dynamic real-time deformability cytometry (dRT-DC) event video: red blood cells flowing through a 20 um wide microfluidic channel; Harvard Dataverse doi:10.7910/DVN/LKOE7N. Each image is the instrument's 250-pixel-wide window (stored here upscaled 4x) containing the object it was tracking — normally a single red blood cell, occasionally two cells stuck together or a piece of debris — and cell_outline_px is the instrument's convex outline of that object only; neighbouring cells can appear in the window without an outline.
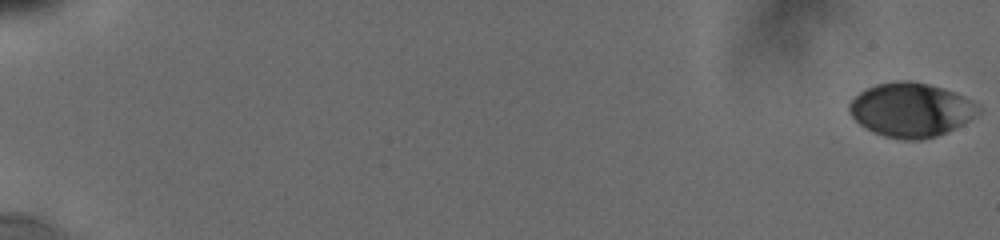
{"species": "human", "species_latin": "Homo sapiens", "temperature_condition": "cold", "stored_images_in_passage": 64, "camera_frame_rate_fps": 3000, "um_per_image_px": 0.085, "donor": {"sex": "male"}, "frame": {"image": 1, "passage_image": 1, "time_ms": 0.0, "image_size_px": [1000, 240], "cell_outline_px": [[984, 108], [976, 116], [964, 124], [936, 136], [920, 140], [904, 140], [884, 136], [860, 124], [848, 112], [848, 104], [860, 92], [876, 84], [900, 80], [912, 80], [944, 88], [956, 92], [980, 104]], "centroid_in_image_um": [77.49, 9.32], "position_along_channel_um": 7.5, "area_um2": 40.92}}
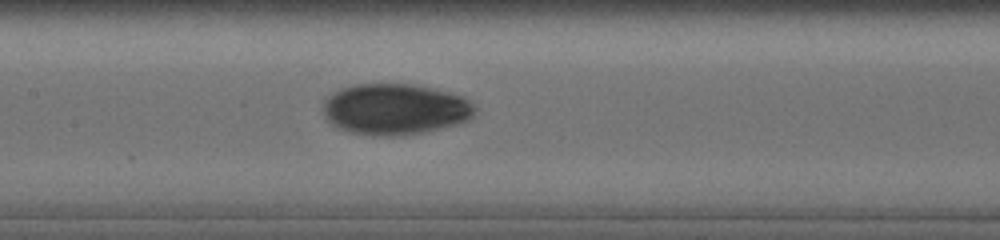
{"frame": {"image": 2, "passage_image": 43, "time_ms": 10.0, "image_size_px": [1000, 240], "cell_outline_px": [[476, 108], [472, 116], [468, 120], [456, 124], [424, 132], [404, 136], [372, 136], [352, 132], [340, 128], [332, 124], [324, 116], [324, 100], [332, 92], [340, 88], [352, 84], [416, 84], [464, 96]], "centroid_in_image_um": [33.57, 9.28], "position_along_channel_um": 173.8, "area_um2": 45.37}}
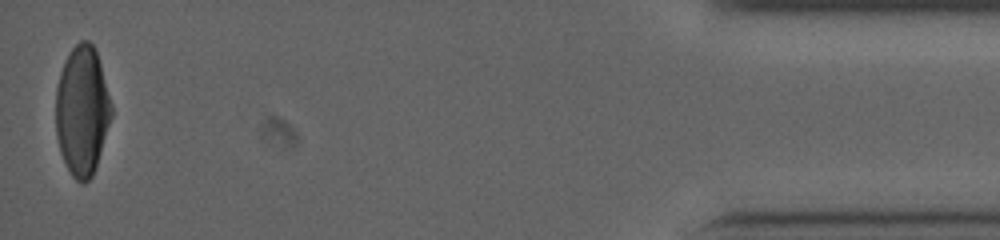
{"frame": {"image": 3, "passage_image": 64, "time_ms": 18.667, "image_size_px": [1000, 240], "cell_outline_px": [[112, 116], [92, 176], [84, 184], [76, 180], [72, 176], [60, 152], [56, 136], [56, 88], [60, 72], [72, 48], [80, 40], [88, 40], [92, 44], [96, 52], [100, 64], [112, 104]], "centroid_in_image_um": [6.98, 9.41], "position_along_channel_um": 428.2, "area_um2": 41.62}, "authors_computed_cell_mechanics": {"area_um2": 41.905, "velocity_mm_per_s": 3.8111, "shape_relaxation_time_tau1_ms": 4.3102, "shape_relaxation_time_tau2_ms": 2.9621, "deformation_change_tau1": 0.1625, "deformation_change_tau2": 0.0399}}